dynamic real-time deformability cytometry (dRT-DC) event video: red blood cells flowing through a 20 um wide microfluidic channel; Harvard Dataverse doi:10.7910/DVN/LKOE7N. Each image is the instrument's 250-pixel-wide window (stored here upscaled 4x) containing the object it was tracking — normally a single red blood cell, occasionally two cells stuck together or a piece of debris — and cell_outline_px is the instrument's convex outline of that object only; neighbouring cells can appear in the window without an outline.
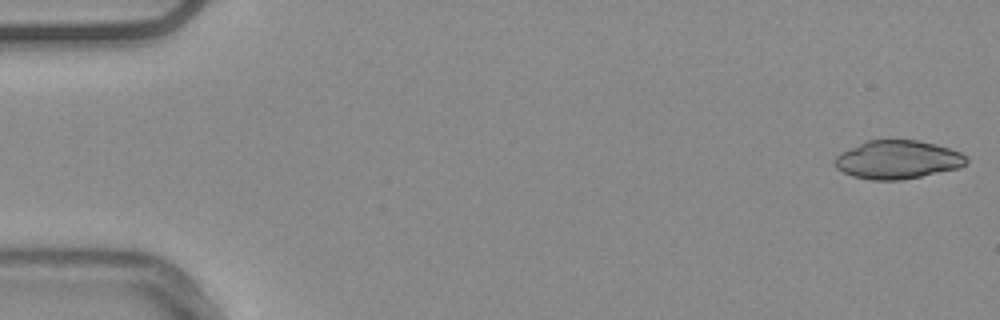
{"species": "common noctule bat (a hibernating species)", "species_latin": "Nyctalus noctula", "temperature_condition": "warm", "stored_images_in_passage": 53, "camera_frame_rate_fps": 3000, "um_per_image_px": 0.085, "animal": {"sex": "male", "body_mass_g": 20.4}, "frame": {"image": 1, "passage_image": 1, "time_ms": 0.0, "image_size_px": [1000, 320], "cell_outline_px": [[968, 164], [960, 168], [900, 180], [872, 180], [852, 176], [836, 168], [832, 160], [840, 152], [868, 140], [920, 140], [936, 144], [960, 152], [968, 156]], "centroid_in_image_um": [76.31, 13.57], "position_along_channel_um": 8.7, "area_um2": 29.65}}